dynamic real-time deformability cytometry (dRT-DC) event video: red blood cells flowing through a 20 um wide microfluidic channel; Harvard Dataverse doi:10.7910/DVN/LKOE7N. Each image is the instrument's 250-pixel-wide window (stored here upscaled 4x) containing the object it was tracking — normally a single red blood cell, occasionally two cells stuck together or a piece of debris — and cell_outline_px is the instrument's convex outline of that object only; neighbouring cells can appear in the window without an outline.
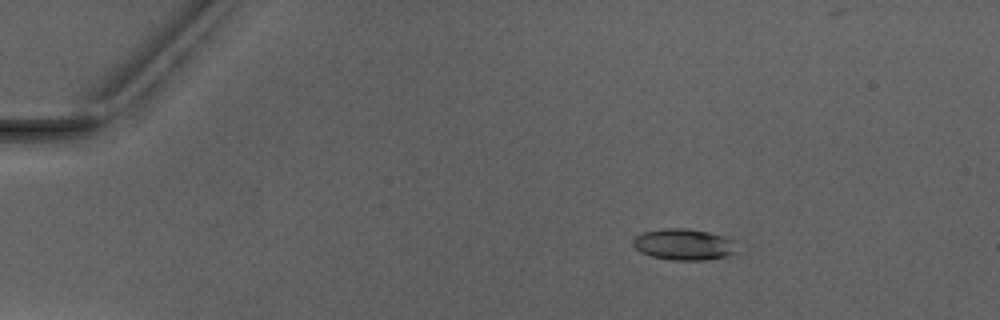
{"species": "Egyptian fruit bat (a non-hibernating species)", "species_latin": "Rousettus aegyptiacus", "temperature_condition": "warm", "stored_images_in_passage": 5, "camera_frame_rate_fps": 3000, "um_per_image_px": 0.085, "animal": {"sex": "male"}, "frame": {"image": 1, "passage_image": 3, "time_ms": 2.333, "image_size_px": [1000, 320], "cell_outline_px": [[732, 252], [724, 256], [704, 260], [676, 260], [652, 256], [640, 252], [632, 244], [632, 240], [640, 232], [664, 228], [688, 228], [708, 232], [724, 236], [732, 240]], "centroid_in_image_um": [58.01, 20.75], "position_along_channel_um": 27.0, "area_um2": 18.55}}